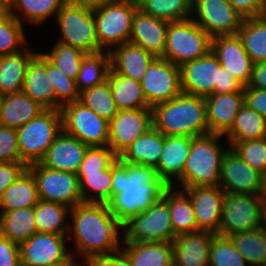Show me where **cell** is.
<instances>
[{
  "instance_id": "obj_1",
  "label": "cell",
  "mask_w": 266,
  "mask_h": 266,
  "mask_svg": "<svg viewBox=\"0 0 266 266\" xmlns=\"http://www.w3.org/2000/svg\"><path fill=\"white\" fill-rule=\"evenodd\" d=\"M169 186L157 176L151 166L117 159L112 164L111 213L123 225L130 218L147 211L163 197Z\"/></svg>"
},
{
  "instance_id": "obj_2",
  "label": "cell",
  "mask_w": 266,
  "mask_h": 266,
  "mask_svg": "<svg viewBox=\"0 0 266 266\" xmlns=\"http://www.w3.org/2000/svg\"><path fill=\"white\" fill-rule=\"evenodd\" d=\"M69 214L75 251L84 257L85 264L95 257L121 250L118 229H122V225L111 213L108 203L83 202L70 208Z\"/></svg>"
},
{
  "instance_id": "obj_3",
  "label": "cell",
  "mask_w": 266,
  "mask_h": 266,
  "mask_svg": "<svg viewBox=\"0 0 266 266\" xmlns=\"http://www.w3.org/2000/svg\"><path fill=\"white\" fill-rule=\"evenodd\" d=\"M153 127L164 135L196 137L209 133L205 98L181 93L152 107Z\"/></svg>"
},
{
  "instance_id": "obj_4",
  "label": "cell",
  "mask_w": 266,
  "mask_h": 266,
  "mask_svg": "<svg viewBox=\"0 0 266 266\" xmlns=\"http://www.w3.org/2000/svg\"><path fill=\"white\" fill-rule=\"evenodd\" d=\"M182 92L198 97L214 93L244 92V86L223 68L210 51L207 55L180 66Z\"/></svg>"
},
{
  "instance_id": "obj_5",
  "label": "cell",
  "mask_w": 266,
  "mask_h": 266,
  "mask_svg": "<svg viewBox=\"0 0 266 266\" xmlns=\"http://www.w3.org/2000/svg\"><path fill=\"white\" fill-rule=\"evenodd\" d=\"M223 134L208 133L192 139L183 175L177 180L179 188L219 186L221 162L226 148L220 145Z\"/></svg>"
},
{
  "instance_id": "obj_6",
  "label": "cell",
  "mask_w": 266,
  "mask_h": 266,
  "mask_svg": "<svg viewBox=\"0 0 266 266\" xmlns=\"http://www.w3.org/2000/svg\"><path fill=\"white\" fill-rule=\"evenodd\" d=\"M61 131V111L47 109L16 129L20 162L26 166L40 163Z\"/></svg>"
},
{
  "instance_id": "obj_7",
  "label": "cell",
  "mask_w": 266,
  "mask_h": 266,
  "mask_svg": "<svg viewBox=\"0 0 266 266\" xmlns=\"http://www.w3.org/2000/svg\"><path fill=\"white\" fill-rule=\"evenodd\" d=\"M212 38L192 18L168 22L163 58L176 66L204 57L211 51Z\"/></svg>"
},
{
  "instance_id": "obj_8",
  "label": "cell",
  "mask_w": 266,
  "mask_h": 266,
  "mask_svg": "<svg viewBox=\"0 0 266 266\" xmlns=\"http://www.w3.org/2000/svg\"><path fill=\"white\" fill-rule=\"evenodd\" d=\"M137 9L136 0H115L93 8L97 39L104 51L129 42Z\"/></svg>"
},
{
  "instance_id": "obj_9",
  "label": "cell",
  "mask_w": 266,
  "mask_h": 266,
  "mask_svg": "<svg viewBox=\"0 0 266 266\" xmlns=\"http://www.w3.org/2000/svg\"><path fill=\"white\" fill-rule=\"evenodd\" d=\"M56 20L62 33L58 42L78 48L86 54L104 51L97 39L93 8L67 1L57 13Z\"/></svg>"
},
{
  "instance_id": "obj_10",
  "label": "cell",
  "mask_w": 266,
  "mask_h": 266,
  "mask_svg": "<svg viewBox=\"0 0 266 266\" xmlns=\"http://www.w3.org/2000/svg\"><path fill=\"white\" fill-rule=\"evenodd\" d=\"M264 225L265 208L259 195L225 193L219 235L230 237Z\"/></svg>"
},
{
  "instance_id": "obj_11",
  "label": "cell",
  "mask_w": 266,
  "mask_h": 266,
  "mask_svg": "<svg viewBox=\"0 0 266 266\" xmlns=\"http://www.w3.org/2000/svg\"><path fill=\"white\" fill-rule=\"evenodd\" d=\"M122 228L125 230L122 243H172L176 237L169 206L163 198L156 201L147 211L130 218Z\"/></svg>"
},
{
  "instance_id": "obj_12",
  "label": "cell",
  "mask_w": 266,
  "mask_h": 266,
  "mask_svg": "<svg viewBox=\"0 0 266 266\" xmlns=\"http://www.w3.org/2000/svg\"><path fill=\"white\" fill-rule=\"evenodd\" d=\"M62 131L88 146H108L109 121L98 116L81 102L66 103L60 108Z\"/></svg>"
},
{
  "instance_id": "obj_13",
  "label": "cell",
  "mask_w": 266,
  "mask_h": 266,
  "mask_svg": "<svg viewBox=\"0 0 266 266\" xmlns=\"http://www.w3.org/2000/svg\"><path fill=\"white\" fill-rule=\"evenodd\" d=\"M27 169L35 178L40 200L61 203L69 208L83 203L76 174L47 168L41 163L29 165Z\"/></svg>"
},
{
  "instance_id": "obj_14",
  "label": "cell",
  "mask_w": 266,
  "mask_h": 266,
  "mask_svg": "<svg viewBox=\"0 0 266 266\" xmlns=\"http://www.w3.org/2000/svg\"><path fill=\"white\" fill-rule=\"evenodd\" d=\"M147 103L166 102L182 93L180 67L163 57H155L141 81Z\"/></svg>"
},
{
  "instance_id": "obj_15",
  "label": "cell",
  "mask_w": 266,
  "mask_h": 266,
  "mask_svg": "<svg viewBox=\"0 0 266 266\" xmlns=\"http://www.w3.org/2000/svg\"><path fill=\"white\" fill-rule=\"evenodd\" d=\"M192 18L211 38L238 34L243 17L228 0H192Z\"/></svg>"
},
{
  "instance_id": "obj_16",
  "label": "cell",
  "mask_w": 266,
  "mask_h": 266,
  "mask_svg": "<svg viewBox=\"0 0 266 266\" xmlns=\"http://www.w3.org/2000/svg\"><path fill=\"white\" fill-rule=\"evenodd\" d=\"M152 126V108L119 110L109 121L108 146L119 157Z\"/></svg>"
},
{
  "instance_id": "obj_17",
  "label": "cell",
  "mask_w": 266,
  "mask_h": 266,
  "mask_svg": "<svg viewBox=\"0 0 266 266\" xmlns=\"http://www.w3.org/2000/svg\"><path fill=\"white\" fill-rule=\"evenodd\" d=\"M65 237L35 233L20 246L21 266H51L67 261L73 254L65 248Z\"/></svg>"
},
{
  "instance_id": "obj_18",
  "label": "cell",
  "mask_w": 266,
  "mask_h": 266,
  "mask_svg": "<svg viewBox=\"0 0 266 266\" xmlns=\"http://www.w3.org/2000/svg\"><path fill=\"white\" fill-rule=\"evenodd\" d=\"M221 162L219 187L225 193L259 195L262 174L253 169L230 147Z\"/></svg>"
},
{
  "instance_id": "obj_19",
  "label": "cell",
  "mask_w": 266,
  "mask_h": 266,
  "mask_svg": "<svg viewBox=\"0 0 266 266\" xmlns=\"http://www.w3.org/2000/svg\"><path fill=\"white\" fill-rule=\"evenodd\" d=\"M211 51L225 68L244 87L251 80L253 62L238 34L212 38Z\"/></svg>"
},
{
  "instance_id": "obj_20",
  "label": "cell",
  "mask_w": 266,
  "mask_h": 266,
  "mask_svg": "<svg viewBox=\"0 0 266 266\" xmlns=\"http://www.w3.org/2000/svg\"><path fill=\"white\" fill-rule=\"evenodd\" d=\"M182 190L192 201L197 231L219 234L225 192L219 186L189 187Z\"/></svg>"
},
{
  "instance_id": "obj_21",
  "label": "cell",
  "mask_w": 266,
  "mask_h": 266,
  "mask_svg": "<svg viewBox=\"0 0 266 266\" xmlns=\"http://www.w3.org/2000/svg\"><path fill=\"white\" fill-rule=\"evenodd\" d=\"M194 137L181 135H164V146L157 165V176L168 186L175 187L182 175Z\"/></svg>"
},
{
  "instance_id": "obj_22",
  "label": "cell",
  "mask_w": 266,
  "mask_h": 266,
  "mask_svg": "<svg viewBox=\"0 0 266 266\" xmlns=\"http://www.w3.org/2000/svg\"><path fill=\"white\" fill-rule=\"evenodd\" d=\"M22 92L47 110H56V97L50 81V61L40 52L27 66Z\"/></svg>"
},
{
  "instance_id": "obj_23",
  "label": "cell",
  "mask_w": 266,
  "mask_h": 266,
  "mask_svg": "<svg viewBox=\"0 0 266 266\" xmlns=\"http://www.w3.org/2000/svg\"><path fill=\"white\" fill-rule=\"evenodd\" d=\"M89 147L61 131L40 163L47 168L76 174Z\"/></svg>"
},
{
  "instance_id": "obj_24",
  "label": "cell",
  "mask_w": 266,
  "mask_h": 266,
  "mask_svg": "<svg viewBox=\"0 0 266 266\" xmlns=\"http://www.w3.org/2000/svg\"><path fill=\"white\" fill-rule=\"evenodd\" d=\"M168 22L137 9L129 42L143 47L155 57H162L166 48Z\"/></svg>"
},
{
  "instance_id": "obj_25",
  "label": "cell",
  "mask_w": 266,
  "mask_h": 266,
  "mask_svg": "<svg viewBox=\"0 0 266 266\" xmlns=\"http://www.w3.org/2000/svg\"><path fill=\"white\" fill-rule=\"evenodd\" d=\"M214 235L200 230L176 235L172 242L174 266H209V249Z\"/></svg>"
},
{
  "instance_id": "obj_26",
  "label": "cell",
  "mask_w": 266,
  "mask_h": 266,
  "mask_svg": "<svg viewBox=\"0 0 266 266\" xmlns=\"http://www.w3.org/2000/svg\"><path fill=\"white\" fill-rule=\"evenodd\" d=\"M209 133L225 134L244 105V92L214 93L205 97Z\"/></svg>"
},
{
  "instance_id": "obj_27",
  "label": "cell",
  "mask_w": 266,
  "mask_h": 266,
  "mask_svg": "<svg viewBox=\"0 0 266 266\" xmlns=\"http://www.w3.org/2000/svg\"><path fill=\"white\" fill-rule=\"evenodd\" d=\"M155 58L143 47L130 42L110 50L111 68L118 74L141 82L149 64Z\"/></svg>"
},
{
  "instance_id": "obj_28",
  "label": "cell",
  "mask_w": 266,
  "mask_h": 266,
  "mask_svg": "<svg viewBox=\"0 0 266 266\" xmlns=\"http://www.w3.org/2000/svg\"><path fill=\"white\" fill-rule=\"evenodd\" d=\"M46 109L23 92L0 97V125L18 129Z\"/></svg>"
},
{
  "instance_id": "obj_29",
  "label": "cell",
  "mask_w": 266,
  "mask_h": 266,
  "mask_svg": "<svg viewBox=\"0 0 266 266\" xmlns=\"http://www.w3.org/2000/svg\"><path fill=\"white\" fill-rule=\"evenodd\" d=\"M36 54L25 48L0 57V97L22 92L27 66Z\"/></svg>"
},
{
  "instance_id": "obj_30",
  "label": "cell",
  "mask_w": 266,
  "mask_h": 266,
  "mask_svg": "<svg viewBox=\"0 0 266 266\" xmlns=\"http://www.w3.org/2000/svg\"><path fill=\"white\" fill-rule=\"evenodd\" d=\"M164 146V134L153 126L118 157L121 161L155 167Z\"/></svg>"
},
{
  "instance_id": "obj_31",
  "label": "cell",
  "mask_w": 266,
  "mask_h": 266,
  "mask_svg": "<svg viewBox=\"0 0 266 266\" xmlns=\"http://www.w3.org/2000/svg\"><path fill=\"white\" fill-rule=\"evenodd\" d=\"M176 189V190H175ZM169 206L174 235L197 231L196 215L190 197L179 188L169 186L162 197Z\"/></svg>"
},
{
  "instance_id": "obj_32",
  "label": "cell",
  "mask_w": 266,
  "mask_h": 266,
  "mask_svg": "<svg viewBox=\"0 0 266 266\" xmlns=\"http://www.w3.org/2000/svg\"><path fill=\"white\" fill-rule=\"evenodd\" d=\"M124 246L121 251L132 266H174L171 242L124 243Z\"/></svg>"
},
{
  "instance_id": "obj_33",
  "label": "cell",
  "mask_w": 266,
  "mask_h": 266,
  "mask_svg": "<svg viewBox=\"0 0 266 266\" xmlns=\"http://www.w3.org/2000/svg\"><path fill=\"white\" fill-rule=\"evenodd\" d=\"M37 228L35 225V206L0 213V235L21 244L30 239Z\"/></svg>"
},
{
  "instance_id": "obj_34",
  "label": "cell",
  "mask_w": 266,
  "mask_h": 266,
  "mask_svg": "<svg viewBox=\"0 0 266 266\" xmlns=\"http://www.w3.org/2000/svg\"><path fill=\"white\" fill-rule=\"evenodd\" d=\"M39 201L35 178L26 169L4 190L0 198V210L12 211L20 208L34 207Z\"/></svg>"
},
{
  "instance_id": "obj_35",
  "label": "cell",
  "mask_w": 266,
  "mask_h": 266,
  "mask_svg": "<svg viewBox=\"0 0 266 266\" xmlns=\"http://www.w3.org/2000/svg\"><path fill=\"white\" fill-rule=\"evenodd\" d=\"M107 80L119 110L152 108L145 99L141 82L120 75L112 68Z\"/></svg>"
},
{
  "instance_id": "obj_36",
  "label": "cell",
  "mask_w": 266,
  "mask_h": 266,
  "mask_svg": "<svg viewBox=\"0 0 266 266\" xmlns=\"http://www.w3.org/2000/svg\"><path fill=\"white\" fill-rule=\"evenodd\" d=\"M66 2L67 0H8V12L22 23V19L25 18L31 23L39 25L53 14L56 18L57 13ZM20 16L23 18L20 19Z\"/></svg>"
},
{
  "instance_id": "obj_37",
  "label": "cell",
  "mask_w": 266,
  "mask_h": 266,
  "mask_svg": "<svg viewBox=\"0 0 266 266\" xmlns=\"http://www.w3.org/2000/svg\"><path fill=\"white\" fill-rule=\"evenodd\" d=\"M238 36L253 64L266 62V14L244 19Z\"/></svg>"
},
{
  "instance_id": "obj_38",
  "label": "cell",
  "mask_w": 266,
  "mask_h": 266,
  "mask_svg": "<svg viewBox=\"0 0 266 266\" xmlns=\"http://www.w3.org/2000/svg\"><path fill=\"white\" fill-rule=\"evenodd\" d=\"M229 142H240L266 137V118L243 105L233 125L224 134Z\"/></svg>"
},
{
  "instance_id": "obj_39",
  "label": "cell",
  "mask_w": 266,
  "mask_h": 266,
  "mask_svg": "<svg viewBox=\"0 0 266 266\" xmlns=\"http://www.w3.org/2000/svg\"><path fill=\"white\" fill-rule=\"evenodd\" d=\"M68 213H70V208L64 204L40 200L35 205L37 232L65 236L70 226L66 223Z\"/></svg>"
},
{
  "instance_id": "obj_40",
  "label": "cell",
  "mask_w": 266,
  "mask_h": 266,
  "mask_svg": "<svg viewBox=\"0 0 266 266\" xmlns=\"http://www.w3.org/2000/svg\"><path fill=\"white\" fill-rule=\"evenodd\" d=\"M110 69V51L86 54L75 80L78 91L81 93L107 81Z\"/></svg>"
},
{
  "instance_id": "obj_41",
  "label": "cell",
  "mask_w": 266,
  "mask_h": 266,
  "mask_svg": "<svg viewBox=\"0 0 266 266\" xmlns=\"http://www.w3.org/2000/svg\"><path fill=\"white\" fill-rule=\"evenodd\" d=\"M230 239L249 266H264L266 263V225L259 229L236 233L230 236Z\"/></svg>"
},
{
  "instance_id": "obj_42",
  "label": "cell",
  "mask_w": 266,
  "mask_h": 266,
  "mask_svg": "<svg viewBox=\"0 0 266 266\" xmlns=\"http://www.w3.org/2000/svg\"><path fill=\"white\" fill-rule=\"evenodd\" d=\"M138 9L155 18L176 22L190 19L192 0H136Z\"/></svg>"
},
{
  "instance_id": "obj_43",
  "label": "cell",
  "mask_w": 266,
  "mask_h": 266,
  "mask_svg": "<svg viewBox=\"0 0 266 266\" xmlns=\"http://www.w3.org/2000/svg\"><path fill=\"white\" fill-rule=\"evenodd\" d=\"M76 175L83 202L108 203L112 199V165L99 174ZM90 191L95 195H90Z\"/></svg>"
},
{
  "instance_id": "obj_44",
  "label": "cell",
  "mask_w": 266,
  "mask_h": 266,
  "mask_svg": "<svg viewBox=\"0 0 266 266\" xmlns=\"http://www.w3.org/2000/svg\"><path fill=\"white\" fill-rule=\"evenodd\" d=\"M79 102L108 121L119 111L113 99L108 80L81 92Z\"/></svg>"
},
{
  "instance_id": "obj_45",
  "label": "cell",
  "mask_w": 266,
  "mask_h": 266,
  "mask_svg": "<svg viewBox=\"0 0 266 266\" xmlns=\"http://www.w3.org/2000/svg\"><path fill=\"white\" fill-rule=\"evenodd\" d=\"M56 68L68 78L76 80L83 62L82 50L57 41L50 53H42Z\"/></svg>"
},
{
  "instance_id": "obj_46",
  "label": "cell",
  "mask_w": 266,
  "mask_h": 266,
  "mask_svg": "<svg viewBox=\"0 0 266 266\" xmlns=\"http://www.w3.org/2000/svg\"><path fill=\"white\" fill-rule=\"evenodd\" d=\"M230 237L215 234L209 249V266H249Z\"/></svg>"
},
{
  "instance_id": "obj_47",
  "label": "cell",
  "mask_w": 266,
  "mask_h": 266,
  "mask_svg": "<svg viewBox=\"0 0 266 266\" xmlns=\"http://www.w3.org/2000/svg\"><path fill=\"white\" fill-rule=\"evenodd\" d=\"M26 39L23 23L9 14L0 23V57L25 49Z\"/></svg>"
},
{
  "instance_id": "obj_48",
  "label": "cell",
  "mask_w": 266,
  "mask_h": 266,
  "mask_svg": "<svg viewBox=\"0 0 266 266\" xmlns=\"http://www.w3.org/2000/svg\"><path fill=\"white\" fill-rule=\"evenodd\" d=\"M240 158L260 174L266 172V137L254 140L228 142Z\"/></svg>"
},
{
  "instance_id": "obj_49",
  "label": "cell",
  "mask_w": 266,
  "mask_h": 266,
  "mask_svg": "<svg viewBox=\"0 0 266 266\" xmlns=\"http://www.w3.org/2000/svg\"><path fill=\"white\" fill-rule=\"evenodd\" d=\"M117 159L118 156L109 146H91L87 149L76 174H99Z\"/></svg>"
},
{
  "instance_id": "obj_50",
  "label": "cell",
  "mask_w": 266,
  "mask_h": 266,
  "mask_svg": "<svg viewBox=\"0 0 266 266\" xmlns=\"http://www.w3.org/2000/svg\"><path fill=\"white\" fill-rule=\"evenodd\" d=\"M50 81L56 97V110H60L61 106L66 103L79 101L80 92L76 81L62 74L51 62Z\"/></svg>"
},
{
  "instance_id": "obj_51",
  "label": "cell",
  "mask_w": 266,
  "mask_h": 266,
  "mask_svg": "<svg viewBox=\"0 0 266 266\" xmlns=\"http://www.w3.org/2000/svg\"><path fill=\"white\" fill-rule=\"evenodd\" d=\"M20 161L17 132L0 125V163Z\"/></svg>"
},
{
  "instance_id": "obj_52",
  "label": "cell",
  "mask_w": 266,
  "mask_h": 266,
  "mask_svg": "<svg viewBox=\"0 0 266 266\" xmlns=\"http://www.w3.org/2000/svg\"><path fill=\"white\" fill-rule=\"evenodd\" d=\"M27 166L20 162L0 163V198L4 192L25 170Z\"/></svg>"
},
{
  "instance_id": "obj_53",
  "label": "cell",
  "mask_w": 266,
  "mask_h": 266,
  "mask_svg": "<svg viewBox=\"0 0 266 266\" xmlns=\"http://www.w3.org/2000/svg\"><path fill=\"white\" fill-rule=\"evenodd\" d=\"M243 17L254 18L266 14V0H228Z\"/></svg>"
},
{
  "instance_id": "obj_54",
  "label": "cell",
  "mask_w": 266,
  "mask_h": 266,
  "mask_svg": "<svg viewBox=\"0 0 266 266\" xmlns=\"http://www.w3.org/2000/svg\"><path fill=\"white\" fill-rule=\"evenodd\" d=\"M0 266H21L19 244L0 235Z\"/></svg>"
},
{
  "instance_id": "obj_55",
  "label": "cell",
  "mask_w": 266,
  "mask_h": 266,
  "mask_svg": "<svg viewBox=\"0 0 266 266\" xmlns=\"http://www.w3.org/2000/svg\"><path fill=\"white\" fill-rule=\"evenodd\" d=\"M244 104L266 118V90L244 87Z\"/></svg>"
},
{
  "instance_id": "obj_56",
  "label": "cell",
  "mask_w": 266,
  "mask_h": 266,
  "mask_svg": "<svg viewBox=\"0 0 266 266\" xmlns=\"http://www.w3.org/2000/svg\"><path fill=\"white\" fill-rule=\"evenodd\" d=\"M87 266H132L126 255L120 250L113 254L93 258Z\"/></svg>"
},
{
  "instance_id": "obj_57",
  "label": "cell",
  "mask_w": 266,
  "mask_h": 266,
  "mask_svg": "<svg viewBox=\"0 0 266 266\" xmlns=\"http://www.w3.org/2000/svg\"><path fill=\"white\" fill-rule=\"evenodd\" d=\"M245 87L266 90V62L253 64L251 80Z\"/></svg>"
},
{
  "instance_id": "obj_58",
  "label": "cell",
  "mask_w": 266,
  "mask_h": 266,
  "mask_svg": "<svg viewBox=\"0 0 266 266\" xmlns=\"http://www.w3.org/2000/svg\"><path fill=\"white\" fill-rule=\"evenodd\" d=\"M67 1L73 4H78L89 8H95L113 2L115 0H67Z\"/></svg>"
},
{
  "instance_id": "obj_59",
  "label": "cell",
  "mask_w": 266,
  "mask_h": 266,
  "mask_svg": "<svg viewBox=\"0 0 266 266\" xmlns=\"http://www.w3.org/2000/svg\"><path fill=\"white\" fill-rule=\"evenodd\" d=\"M259 197L262 199L263 203L266 202V172L262 174Z\"/></svg>"
},
{
  "instance_id": "obj_60",
  "label": "cell",
  "mask_w": 266,
  "mask_h": 266,
  "mask_svg": "<svg viewBox=\"0 0 266 266\" xmlns=\"http://www.w3.org/2000/svg\"><path fill=\"white\" fill-rule=\"evenodd\" d=\"M76 255H72L67 261L55 264V265H51V266H82L84 264V266L86 265L85 262L80 263L81 265H79L76 261H74V257ZM76 262V263H75Z\"/></svg>"
},
{
  "instance_id": "obj_61",
  "label": "cell",
  "mask_w": 266,
  "mask_h": 266,
  "mask_svg": "<svg viewBox=\"0 0 266 266\" xmlns=\"http://www.w3.org/2000/svg\"><path fill=\"white\" fill-rule=\"evenodd\" d=\"M0 14H9L8 0H0Z\"/></svg>"
},
{
  "instance_id": "obj_62",
  "label": "cell",
  "mask_w": 266,
  "mask_h": 266,
  "mask_svg": "<svg viewBox=\"0 0 266 266\" xmlns=\"http://www.w3.org/2000/svg\"><path fill=\"white\" fill-rule=\"evenodd\" d=\"M9 14H0V23L8 16Z\"/></svg>"
},
{
  "instance_id": "obj_63",
  "label": "cell",
  "mask_w": 266,
  "mask_h": 266,
  "mask_svg": "<svg viewBox=\"0 0 266 266\" xmlns=\"http://www.w3.org/2000/svg\"><path fill=\"white\" fill-rule=\"evenodd\" d=\"M264 208H265V215H266V202L264 203Z\"/></svg>"
}]
</instances>
